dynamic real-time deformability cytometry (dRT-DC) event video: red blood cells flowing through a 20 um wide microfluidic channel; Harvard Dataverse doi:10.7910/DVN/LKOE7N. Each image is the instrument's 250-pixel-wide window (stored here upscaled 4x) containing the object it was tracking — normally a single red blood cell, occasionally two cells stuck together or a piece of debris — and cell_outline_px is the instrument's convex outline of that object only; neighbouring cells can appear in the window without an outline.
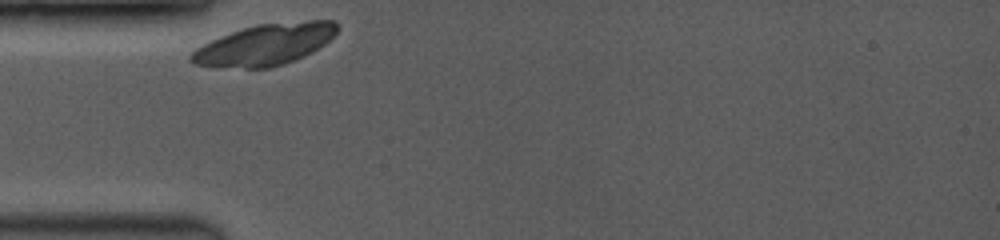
{"species": "common noctule bat (a hibernating species)", "species_latin": "Nyctalus noctula", "temperature_condition": "room temperature", "stored_images_in_passage": 12, "camera_frame_rate_fps": 3500, "um_per_image_px": 0.085, "animal": {"sex": "female", "body_mass_g": 19.0, "forearm_length_mm": 53.3}, "frame": {"image": 1, "passage_image": 1, "time_ms": 0.0, "image_size_px": [1000, 240], "cell_outline_px": [[336, 32], [324, 44], [312, 52], [304, 56], [284, 64], [268, 68], [244, 68], [196, 64], [188, 60], [188, 56], [196, 48], [220, 36], [256, 24], [308, 20], [332, 20], [336, 24]], "centroid_in_image_um": [22.52, 3.78], "position_along_channel_um": 62.5, "area_um2": 34.68}}
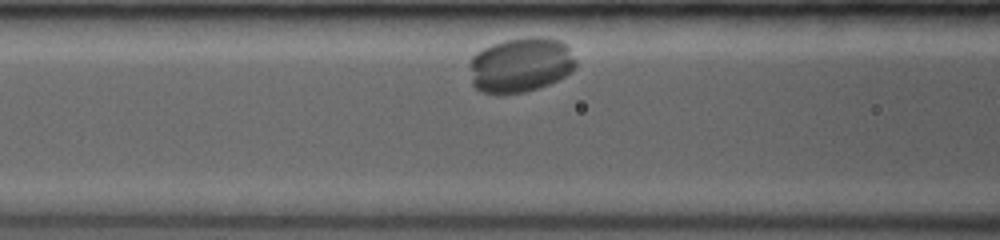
{"frame": {"image": 2, "passage_image": 7, "time_ms": 1.714, "image_size_px": [1000, 240], "cell_outline_px": [[576, 68], [572, 72], [548, 84], [524, 92], [480, 92], [472, 84], [468, 64], [472, 56], [476, 52], [492, 44], [504, 40], [536, 36], [540, 36], [560, 40], [568, 44], [576, 60]], "centroid_in_image_um": [44.26, 5.48], "position_along_channel_um": 122.3, "area_um2": 34.04}}